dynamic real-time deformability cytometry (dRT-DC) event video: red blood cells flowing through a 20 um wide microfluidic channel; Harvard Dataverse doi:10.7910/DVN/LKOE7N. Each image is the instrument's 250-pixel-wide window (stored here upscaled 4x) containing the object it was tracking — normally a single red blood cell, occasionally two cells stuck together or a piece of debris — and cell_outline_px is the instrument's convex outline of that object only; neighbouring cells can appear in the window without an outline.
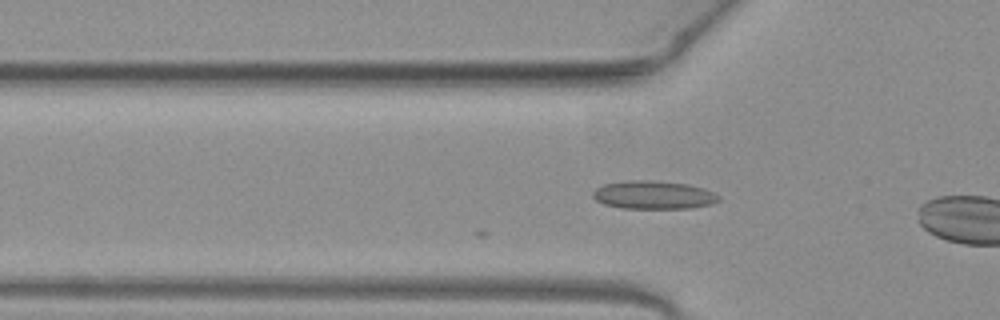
{"species": "common noctule bat (a hibernating species)", "species_latin": "Nyctalus noctula", "temperature_condition": "warm", "stored_images_in_passage": 5, "camera_frame_rate_fps": 3000, "um_per_image_px": 0.085, "animal": {"sex": "female", "body_mass_g": 19.3, "forearm_length_mm": 54.1}, "frame": {"image": 1, "passage_image": 5, "time_ms": 1.333, "image_size_px": [1000, 320], "cell_outline_px": [[720, 200], [712, 204], [688, 208], [620, 208], [604, 204], [596, 200], [592, 196], [592, 192], [596, 188], [604, 184], [628, 180], [652, 180], [688, 184], [704, 188], [720, 196]], "centroid_in_image_um": [55.54, 16.56], "position_along_channel_um": 70.3, "area_um2": 20.75}}